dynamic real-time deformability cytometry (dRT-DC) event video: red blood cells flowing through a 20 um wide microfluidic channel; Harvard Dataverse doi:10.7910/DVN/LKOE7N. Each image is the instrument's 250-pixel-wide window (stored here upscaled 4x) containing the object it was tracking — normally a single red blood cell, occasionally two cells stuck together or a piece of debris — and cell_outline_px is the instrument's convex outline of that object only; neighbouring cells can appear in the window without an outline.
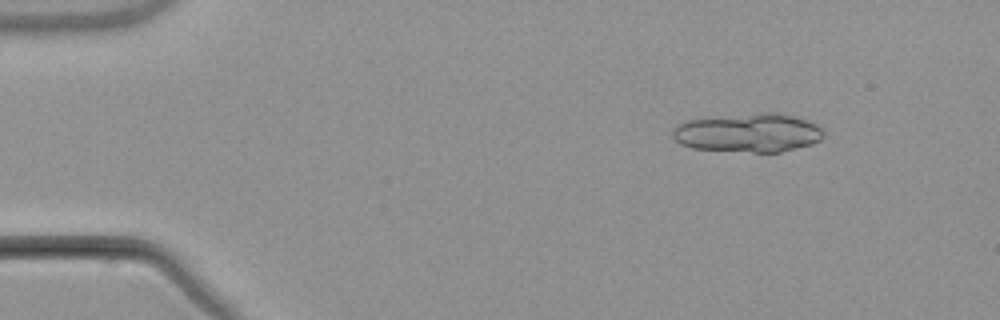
{"species": "common noctule bat (a hibernating species)", "species_latin": "Nyctalus noctula", "temperature_condition": "warm", "stored_images_in_passage": 6, "segment_of_instrument_passage": [1, 2], "camera_frame_rate_fps": 3000, "um_per_image_px": 0.085, "animal": {"sex": "male", "body_mass_g": 21.5, "forearm_length_mm": 52.0}, "frame": {"image": 1, "passage_image": 1, "time_ms": 0.0, "image_size_px": [1000, 320], "cell_outline_px": [[824, 136], [820, 140], [812, 144], [780, 152], [752, 152], [692, 148], [680, 144], [672, 136], [672, 128], [676, 124], [684, 120], [768, 112], [772, 112], [792, 116], [808, 120], [816, 124], [824, 132]], "centroid_in_image_um": [63.58, 11.29], "position_along_channel_um": 21.4, "area_um2": 34.04}}